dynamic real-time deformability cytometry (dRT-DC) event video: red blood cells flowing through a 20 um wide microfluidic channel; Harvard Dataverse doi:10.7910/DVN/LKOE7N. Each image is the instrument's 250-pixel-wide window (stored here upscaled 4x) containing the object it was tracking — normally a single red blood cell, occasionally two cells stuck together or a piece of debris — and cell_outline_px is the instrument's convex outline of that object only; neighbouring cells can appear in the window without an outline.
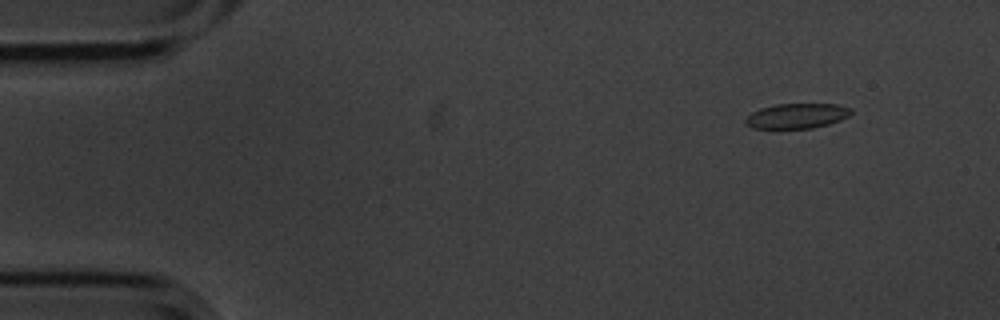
{"species": "common noctule bat (a hibernating species)", "species_latin": "Nyctalus noctula", "temperature_condition": "cold", "stored_images_in_passage": 5, "camera_frame_rate_fps": 3000, "um_per_image_px": 0.085, "animal": {"sex": "male", "body_mass_g": 20.1, "forearm_length_mm": 53.5}, "frame": {"image": 1, "passage_image": 1, "time_ms": 0.0, "image_size_px": [1000, 320], "cell_outline_px": [[852, 112], [848, 116], [840, 120], [828, 124], [812, 128], [752, 128], [744, 120], [752, 112], [760, 108], [776, 104], [836, 104], [852, 108]], "centroid_in_image_um": [67.75, 9.84], "position_along_channel_um": 17.3, "area_um2": 15.26}}
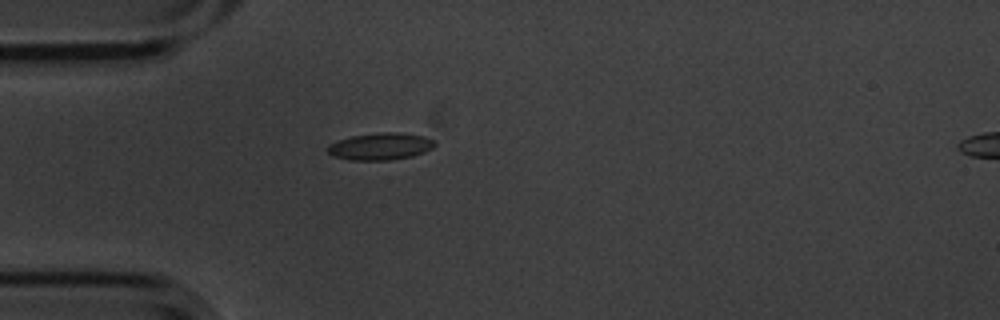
{"frame": {"image": 2, "passage_image": 4, "time_ms": 1.0, "image_size_px": [1000, 320], "cell_outline_px": [[436, 144], [432, 148], [424, 152], [412, 156], [388, 160], [352, 160], [332, 156], [328, 152], [328, 148], [336, 140], [352, 136], [380, 132], [396, 132], [424, 136], [436, 140]], "centroid_in_image_um": [32.36, 12.44], "position_along_channel_um": 52.6, "area_um2": 16.82}}